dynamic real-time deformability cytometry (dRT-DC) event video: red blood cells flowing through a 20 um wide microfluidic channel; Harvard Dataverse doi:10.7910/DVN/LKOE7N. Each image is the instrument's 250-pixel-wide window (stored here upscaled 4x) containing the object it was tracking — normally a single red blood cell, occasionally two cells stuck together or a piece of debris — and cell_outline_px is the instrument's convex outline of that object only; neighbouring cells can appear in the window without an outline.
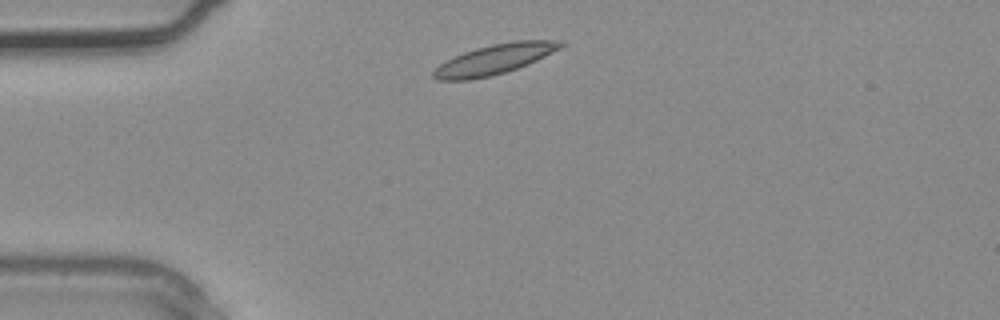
{"species": "common noctule bat (a hibernating species)", "species_latin": "Nyctalus noctula", "temperature_condition": "warm", "stored_images_in_passage": 3, "camera_frame_rate_fps": 3000, "um_per_image_px": 0.085, "animal": {"sex": "male", "body_mass_g": 20.4}, "frame": {"image": 1, "passage_image": 1, "time_ms": 0.0, "image_size_px": [1000, 320], "cell_outline_px": [[564, 44], [560, 48], [528, 64], [492, 76], [472, 80], [436, 80], [432, 76], [432, 72], [440, 64], [464, 52], [476, 48], [492, 44], [516, 40], [564, 40]], "centroid_in_image_um": [42.03, 5.04], "position_along_channel_um": 43.0, "area_um2": 22.02}}